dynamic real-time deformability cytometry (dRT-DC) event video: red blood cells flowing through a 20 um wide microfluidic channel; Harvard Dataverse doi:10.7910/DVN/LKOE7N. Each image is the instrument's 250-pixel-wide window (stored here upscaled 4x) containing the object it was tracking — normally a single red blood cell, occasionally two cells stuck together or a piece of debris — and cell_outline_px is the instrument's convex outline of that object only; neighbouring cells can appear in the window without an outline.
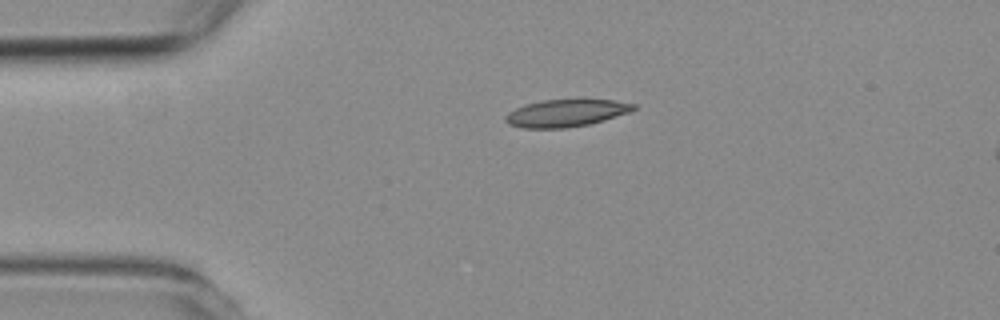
{"species": "common noctule bat (a hibernating species)", "species_latin": "Nyctalus noctula", "temperature_condition": "room temperature", "stored_images_in_passage": 2, "camera_frame_rate_fps": 3000, "um_per_image_px": 0.085, "animal": {"sex": "female", "body_mass_g": 19.3, "forearm_length_mm": 54.1}, "frame": {"image": 1, "passage_image": 1, "time_ms": 0.0, "image_size_px": [1000, 320], "cell_outline_px": [[636, 108], [632, 112], [604, 120], [588, 124], [568, 128], [520, 128], [508, 124], [504, 120], [504, 116], [508, 112], [516, 108], [528, 104], [544, 100], [580, 96], [612, 100], [636, 104]], "centroid_in_image_um": [48.16, 9.57], "position_along_channel_um": 36.8, "area_um2": 21.33}}